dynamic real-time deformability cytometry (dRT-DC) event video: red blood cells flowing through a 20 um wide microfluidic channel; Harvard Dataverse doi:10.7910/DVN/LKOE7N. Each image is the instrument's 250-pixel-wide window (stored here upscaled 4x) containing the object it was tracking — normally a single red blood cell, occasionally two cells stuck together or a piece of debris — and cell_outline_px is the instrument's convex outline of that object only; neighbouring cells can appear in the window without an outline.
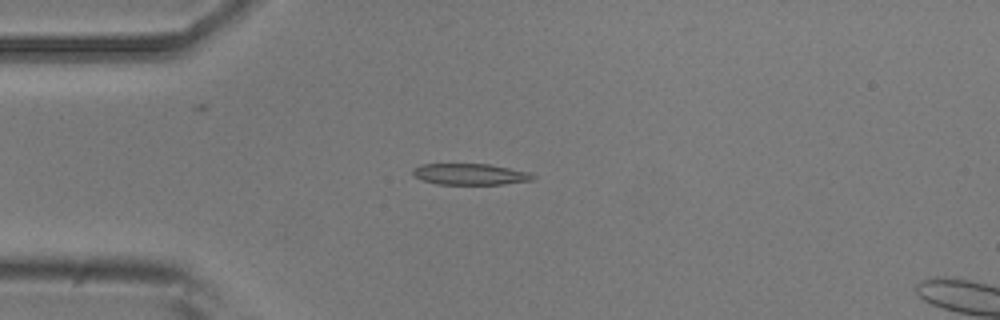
{"species": "common noctule bat (a hibernating species)", "species_latin": "Nyctalus noctula", "temperature_condition": "room temperature", "stored_images_in_passage": 4, "camera_frame_rate_fps": 3000, "um_per_image_px": 0.085, "animal": {"sex": "male", "body_mass_g": 20.5, "forearm_length_mm": 52.5}, "frame": {"image": 1, "passage_image": 3, "time_ms": 2.667, "image_size_px": [1000, 320], "cell_outline_px": [[536, 176], [532, 180], [504, 184], [436, 184], [424, 180], [416, 176], [412, 172], [412, 168], [420, 164], [488, 164], [532, 172]], "centroid_in_image_um": [40.0, 14.8], "position_along_channel_um": 45.0, "area_um2": 14.85}}